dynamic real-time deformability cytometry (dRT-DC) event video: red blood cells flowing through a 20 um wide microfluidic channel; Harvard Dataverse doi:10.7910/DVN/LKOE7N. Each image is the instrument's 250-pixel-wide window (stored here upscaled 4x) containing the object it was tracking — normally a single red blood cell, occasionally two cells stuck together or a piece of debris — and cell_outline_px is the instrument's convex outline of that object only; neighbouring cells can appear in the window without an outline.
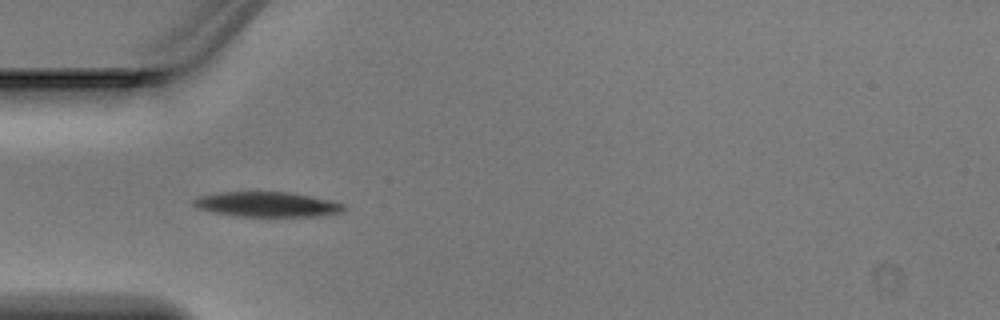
{"species": "Egyptian fruit bat (a non-hibernating species)", "species_latin": "Rousettus aegyptiacus", "temperature_condition": "warm", "stored_images_in_passage": 4, "camera_frame_rate_fps": 3000, "um_per_image_px": 0.085, "animal": {"sex": "male"}, "frame": {"image": 1, "passage_image": 3, "time_ms": 0.667, "image_size_px": [1000, 320], "cell_outline_px": [[348, 208], [340, 212], [316, 216], [236, 216], [212, 212], [196, 208], [192, 204], [192, 200], [200, 196], [220, 192], [292, 192], [328, 200], [344, 204]], "centroid_in_image_um": [22.67, 17.37], "position_along_channel_um": 62.3, "area_um2": 21.79}}
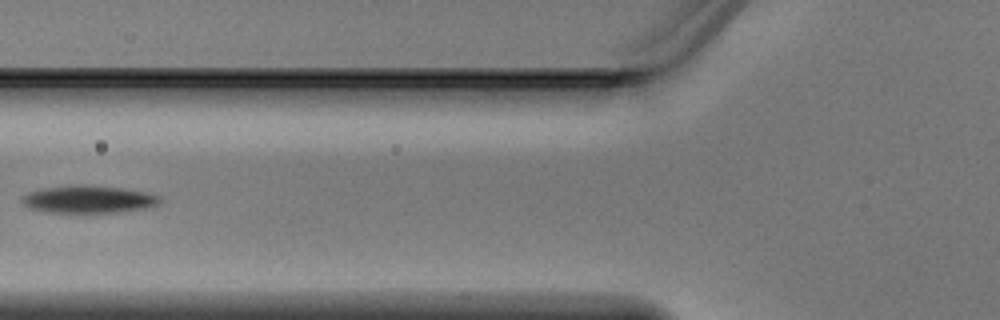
{"frame": {"image": 2, "passage_image": 4, "time_ms": 1.0, "image_size_px": [1000, 320], "cell_outline_px": [[160, 200], [152, 208], [120, 212], [48, 212], [28, 208], [20, 200], [20, 196], [28, 192], [44, 188], [76, 184], [120, 188], [148, 192], [160, 196]], "centroid_in_image_um": [7.51, 16.94], "position_along_channel_um": 118.3, "area_um2": 22.2}}